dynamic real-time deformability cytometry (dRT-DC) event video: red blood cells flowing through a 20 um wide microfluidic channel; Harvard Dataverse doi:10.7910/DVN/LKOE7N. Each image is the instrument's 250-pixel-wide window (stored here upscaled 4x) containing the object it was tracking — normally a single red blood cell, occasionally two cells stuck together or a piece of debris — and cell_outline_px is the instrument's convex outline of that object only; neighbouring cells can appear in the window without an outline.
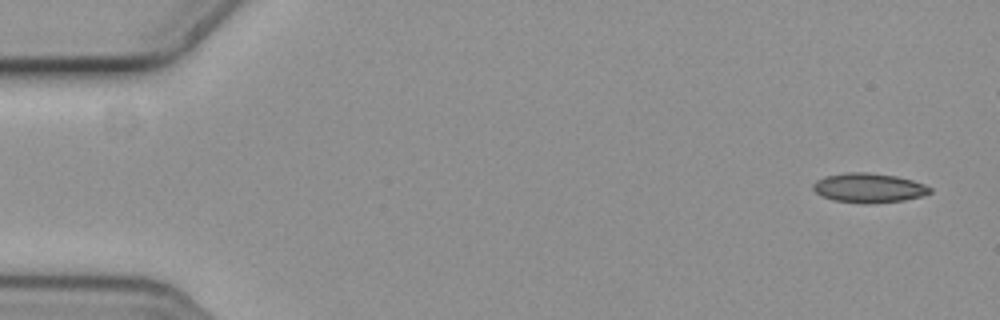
{"species": "common noctule bat (a hibernating species)", "species_latin": "Nyctalus noctula", "temperature_condition": "cold", "stored_images_in_passage": 6, "camera_frame_rate_fps": 3000, "um_per_image_px": 0.085, "animal": {"sex": "female", "body_mass_g": 19.3, "forearm_length_mm": 54.1}, "frame": {"image": 1, "passage_image": 1, "time_ms": 0.0, "image_size_px": [1000, 320], "cell_outline_px": [[932, 192], [920, 196], [904, 200], [864, 204], [832, 200], [816, 192], [812, 188], [812, 184], [816, 180], [824, 176], [848, 172], [868, 172], [896, 176], [912, 180], [924, 184], [932, 188]], "centroid_in_image_um": [73.83, 15.96], "position_along_channel_um": 11.2, "area_um2": 20.06}}